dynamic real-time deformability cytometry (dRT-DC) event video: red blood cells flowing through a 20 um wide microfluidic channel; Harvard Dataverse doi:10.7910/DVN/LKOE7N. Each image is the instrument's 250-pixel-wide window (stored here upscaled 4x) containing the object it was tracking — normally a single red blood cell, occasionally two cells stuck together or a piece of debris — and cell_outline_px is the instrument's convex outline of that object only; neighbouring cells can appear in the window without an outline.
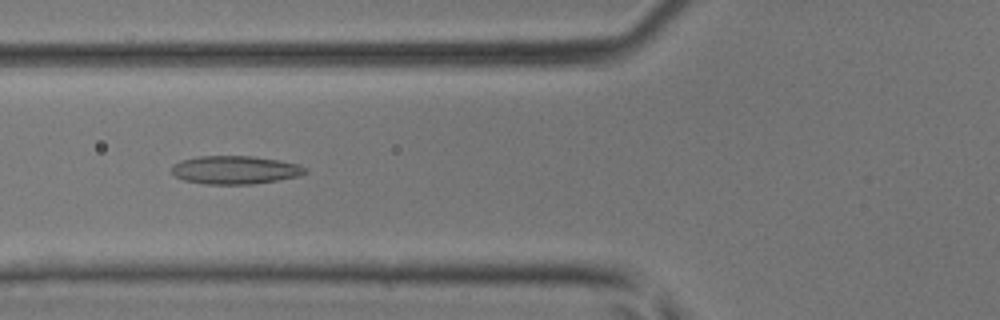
{"species": "common noctule bat (a hibernating species)", "species_latin": "Nyctalus noctula", "temperature_condition": "room temperature", "stored_images_in_passage": 11, "camera_frame_rate_fps": 3000, "um_per_image_px": 0.085, "animal": {"sex": "male", "body_mass_g": 17.9, "forearm_length_mm": 54.2}, "frame": {"image": 1, "passage_image": 7, "time_ms": 2.0, "image_size_px": [1000, 320], "cell_outline_px": [[308, 172], [300, 176], [252, 184], [204, 184], [184, 180], [176, 176], [172, 172], [172, 164], [180, 160], [200, 156], [252, 156], [280, 160], [296, 164], [308, 168]], "centroid_in_image_um": [19.99, 14.44], "position_along_channel_um": 105.8, "area_um2": 22.02}}
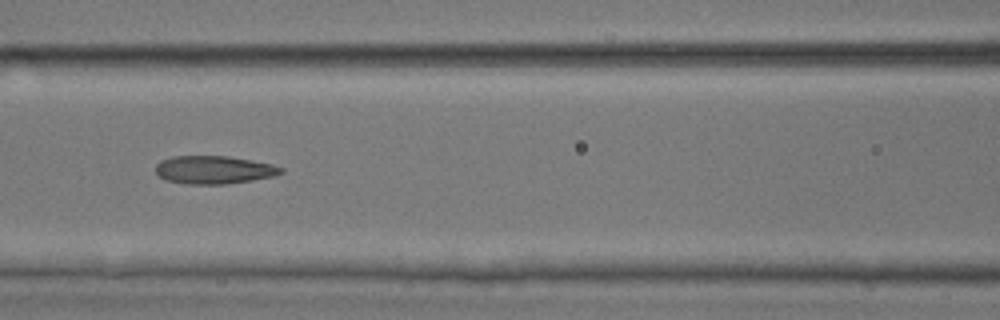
{"frame": {"image": 2, "passage_image": 10, "time_ms": 3.0, "image_size_px": [1000, 320], "cell_outline_px": [[284, 172], [272, 176], [252, 180], [224, 184], [188, 184], [164, 180], [156, 172], [156, 164], [160, 160], [172, 156], [228, 156], [272, 164], [284, 168]], "centroid_in_image_um": [18.16, 14.43], "position_along_channel_um": 148.4, "area_um2": 20.46}}